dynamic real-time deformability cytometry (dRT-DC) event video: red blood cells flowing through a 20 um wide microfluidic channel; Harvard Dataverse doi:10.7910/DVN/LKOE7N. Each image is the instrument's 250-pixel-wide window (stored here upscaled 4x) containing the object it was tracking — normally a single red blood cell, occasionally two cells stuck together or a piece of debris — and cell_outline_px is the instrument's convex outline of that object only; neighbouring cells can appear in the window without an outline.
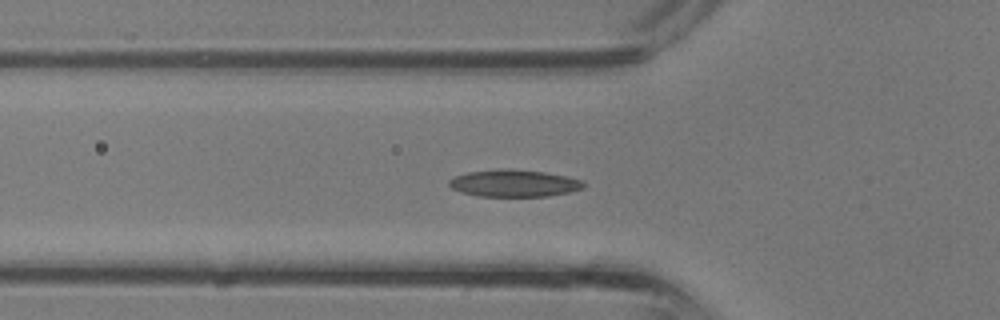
{"species": "common noctule bat (a hibernating species)", "species_latin": "Nyctalus noctula", "temperature_condition": "room temperature", "stored_images_in_passage": 27, "camera_frame_rate_fps": 3000, "um_per_image_px": 0.085, "animal": {"sex": "male", "body_mass_g": 13.3}, "frame": {"image": 1, "passage_image": 2, "time_ms": 0.333, "image_size_px": [1000, 320], "cell_outline_px": [[584, 188], [568, 192], [548, 196], [476, 196], [460, 192], [452, 188], [448, 184], [448, 180], [456, 176], [468, 172], [544, 172], [568, 176], [580, 180], [584, 184]], "centroid_in_image_um": [43.71, 15.63], "position_along_channel_um": 82.1, "area_um2": 20.06}}
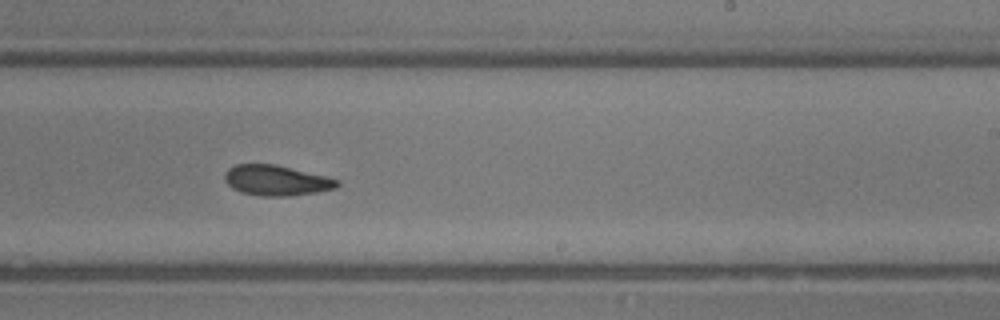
{"frame": {"image": 2, "passage_image": 12, "time_ms": 3.667, "image_size_px": [1000, 320], "cell_outline_px": [[340, 184], [336, 188], [316, 192], [292, 196], [264, 196], [240, 192], [232, 188], [224, 180], [224, 172], [228, 168], [236, 164], [272, 164], [324, 176], [340, 180]], "centroid_in_image_um": [23.45, 15.34], "position_along_channel_um": 265.5, "area_um2": 19.77}}
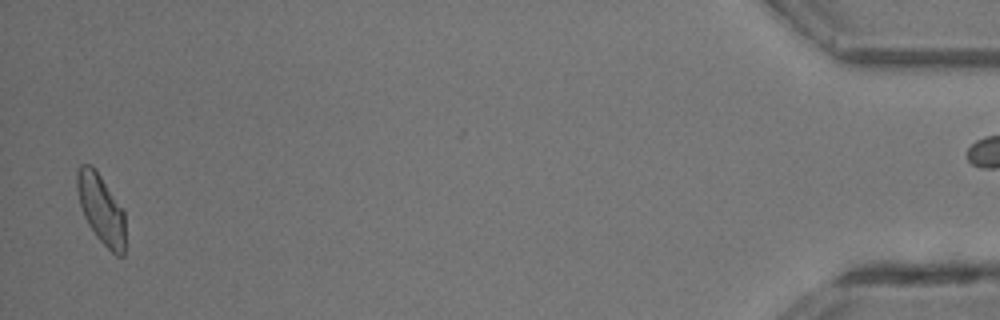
{"frame": {"image": 3, "passage_image": 26, "time_ms": 8.333, "image_size_px": [1000, 320], "cell_outline_px": [[124, 256], [116, 256], [96, 236], [88, 224], [84, 216], [80, 204], [76, 188], [76, 172], [80, 164], [92, 164], [96, 168], [124, 212]], "centroid_in_image_um": [8.57, 17.73], "position_along_channel_um": 426.6, "area_um2": 19.42}}